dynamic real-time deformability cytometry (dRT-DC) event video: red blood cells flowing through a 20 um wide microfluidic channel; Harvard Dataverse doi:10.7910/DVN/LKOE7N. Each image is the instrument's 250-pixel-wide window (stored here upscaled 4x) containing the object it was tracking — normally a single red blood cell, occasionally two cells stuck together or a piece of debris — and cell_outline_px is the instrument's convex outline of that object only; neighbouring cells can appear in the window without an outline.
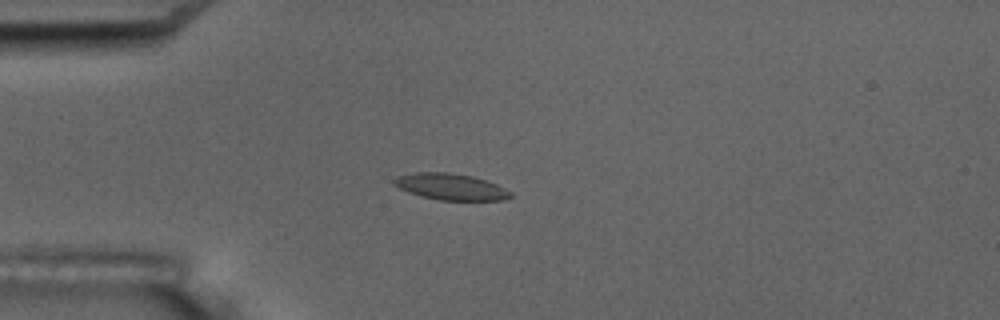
{"species": "common noctule bat (a hibernating species)", "species_latin": "Nyctalus noctula", "temperature_condition": "room temperature", "stored_images_in_passage": 2, "camera_frame_rate_fps": 3000, "um_per_image_px": 0.085, "animal": {"sex": "male", "body_mass_g": 17.5, "forearm_length_mm": 52.3}, "frame": {"image": 1, "passage_image": 2, "time_ms": 1.333, "image_size_px": [1000, 320], "cell_outline_px": [[512, 196], [504, 200], [440, 200], [420, 196], [408, 192], [392, 184], [392, 180], [396, 176], [416, 172], [448, 172], [472, 176], [496, 184], [512, 192]], "centroid_in_image_um": [38.28, 15.87], "position_along_channel_um": 46.7, "area_um2": 17.92}}